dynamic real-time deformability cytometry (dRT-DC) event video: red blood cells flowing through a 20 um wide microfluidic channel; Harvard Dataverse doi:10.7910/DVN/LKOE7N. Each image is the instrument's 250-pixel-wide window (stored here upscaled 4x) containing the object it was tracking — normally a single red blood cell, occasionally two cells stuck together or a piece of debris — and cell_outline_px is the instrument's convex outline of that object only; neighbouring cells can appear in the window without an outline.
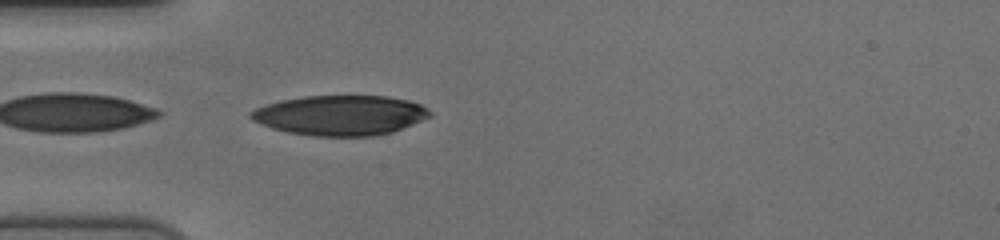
{"species": "human", "species_latin": "Homo sapiens", "temperature_condition": "cold", "stored_images_in_passage": 25, "camera_frame_rate_fps": 3000, "um_per_image_px": 0.085, "donor": {"sex": "female"}, "frame": {"image": 1, "passage_image": 1, "time_ms": 0.0, "image_size_px": [1000, 240], "cell_outline_px": [[432, 116], [392, 132], [372, 136], [312, 136], [288, 132], [272, 128], [260, 124], [252, 120], [248, 116], [248, 112], [256, 108], [280, 100], [304, 96], [388, 96], [408, 100], [420, 104], [428, 108], [432, 112]], "centroid_in_image_um": [28.92, 9.8], "position_along_channel_um": 56.1, "area_um2": 41.85}}
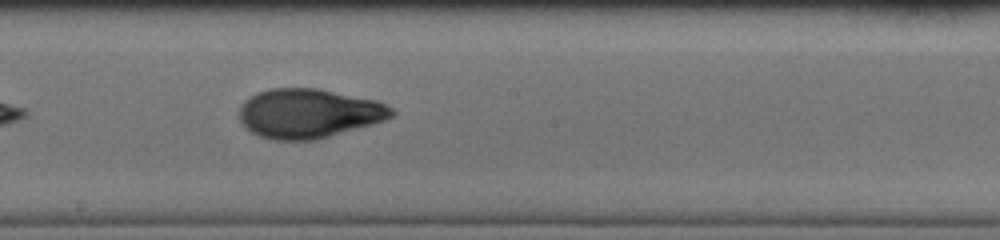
{"frame": {"image": 2, "passage_image": 15, "time_ms": 4.667, "image_size_px": [1000, 240], "cell_outline_px": [[396, 112], [392, 116], [384, 120], [372, 124], [316, 140], [276, 140], [260, 136], [244, 128], [240, 120], [240, 104], [244, 100], [256, 92], [268, 88], [320, 88], [376, 100], [392, 108]], "centroid_in_image_um": [26.21, 9.63], "position_along_channel_um": 222.0, "area_um2": 43.99}}
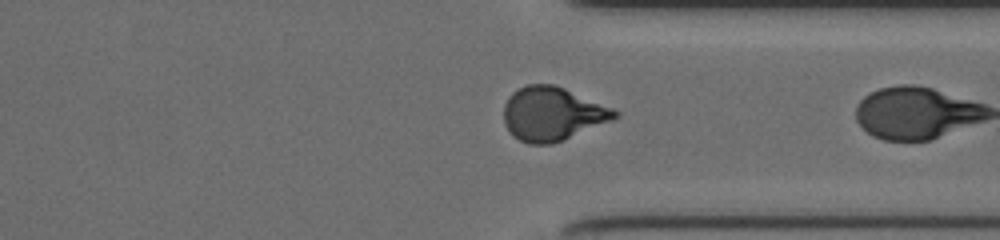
{"frame": {"image": 3, "passage_image": 24, "time_ms": 7.667, "image_size_px": [1000, 240], "cell_outline_px": [[620, 116], [612, 120], [564, 140], [552, 144], [528, 144], [512, 136], [508, 132], [504, 124], [504, 104], [508, 96], [512, 92], [528, 84], [552, 84], [564, 88], [612, 108], [620, 112]], "centroid_in_image_um": [46.92, 9.69], "position_along_channel_um": 364.5, "area_um2": 34.8}}